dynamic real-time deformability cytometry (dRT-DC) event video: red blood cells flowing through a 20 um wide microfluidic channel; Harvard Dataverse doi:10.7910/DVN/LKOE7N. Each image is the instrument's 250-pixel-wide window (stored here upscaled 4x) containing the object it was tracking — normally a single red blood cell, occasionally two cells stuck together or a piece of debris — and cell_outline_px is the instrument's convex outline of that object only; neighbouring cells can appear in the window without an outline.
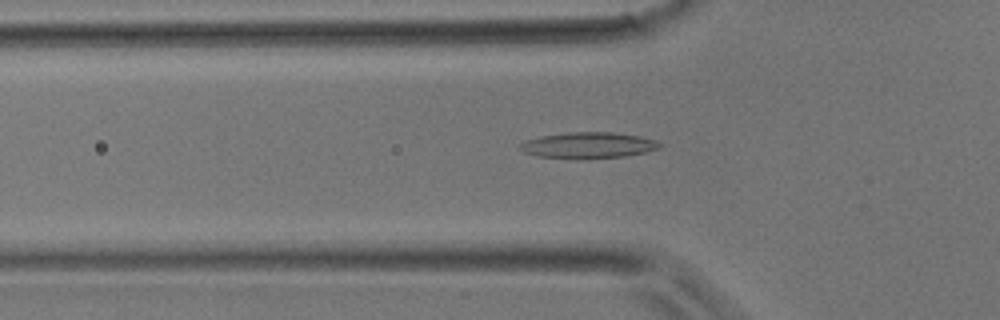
{"species": "common noctule bat (a hibernating species)", "species_latin": "Nyctalus noctula", "temperature_condition": "room temperature", "stored_images_in_passage": 30, "camera_frame_rate_fps": 3000, "um_per_image_px": 0.085, "animal": {"sex": "male", "body_mass_g": 17.9}, "frame": {"image": 1, "passage_image": 3, "time_ms": 0.667, "image_size_px": [1000, 320], "cell_outline_px": [[664, 144], [660, 148], [644, 152], [624, 156], [580, 160], [576, 160], [536, 156], [524, 152], [520, 148], [520, 144], [524, 140], [544, 136], [568, 132], [612, 132], [636, 136], [656, 140]], "centroid_in_image_um": [49.99, 12.37], "position_along_channel_um": 75.8, "area_um2": 21.39}}
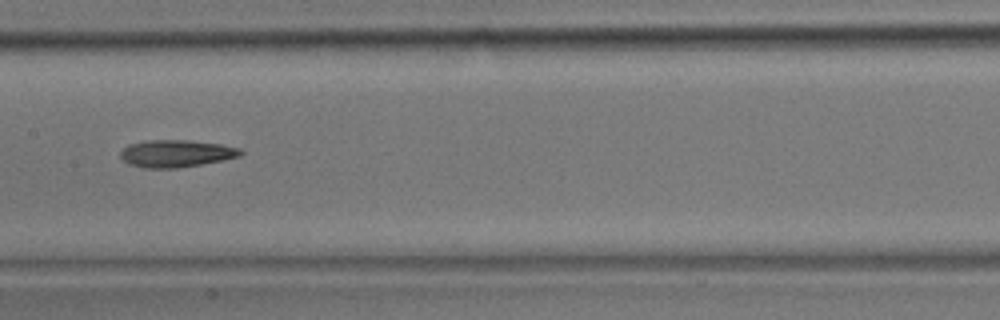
{"frame": {"image": 2, "passage_image": 10, "time_ms": 3.0, "image_size_px": [1000, 320], "cell_outline_px": [[244, 152], [240, 156], [224, 160], [176, 168], [144, 168], [128, 164], [120, 156], [120, 152], [128, 144], [148, 140], [188, 140], [220, 144], [240, 148]], "centroid_in_image_um": [14.97, 13.04], "position_along_channel_um": 192.4, "area_um2": 19.07}}
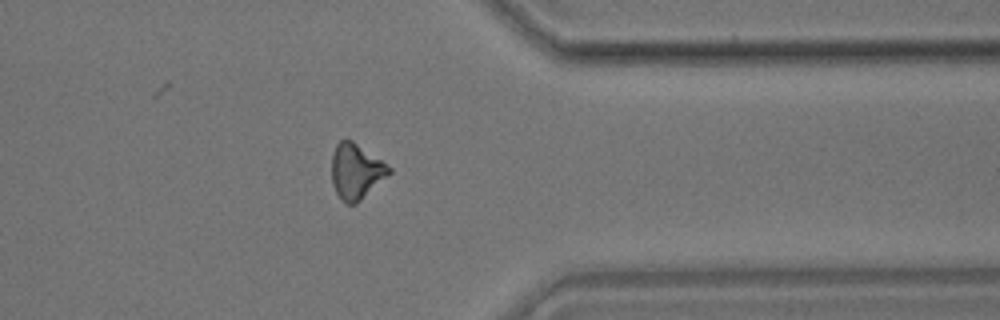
{"frame": {"image": 3, "passage_image": 22, "time_ms": 7.0, "image_size_px": [1000, 320], "cell_outline_px": [[392, 172], [388, 176], [356, 204], [344, 204], [336, 192], [332, 184], [332, 156], [336, 144], [340, 140], [352, 140], [392, 168]], "centroid_in_image_um": [30.26, 14.58], "position_along_channel_um": 381.1, "area_um2": 18.44}}